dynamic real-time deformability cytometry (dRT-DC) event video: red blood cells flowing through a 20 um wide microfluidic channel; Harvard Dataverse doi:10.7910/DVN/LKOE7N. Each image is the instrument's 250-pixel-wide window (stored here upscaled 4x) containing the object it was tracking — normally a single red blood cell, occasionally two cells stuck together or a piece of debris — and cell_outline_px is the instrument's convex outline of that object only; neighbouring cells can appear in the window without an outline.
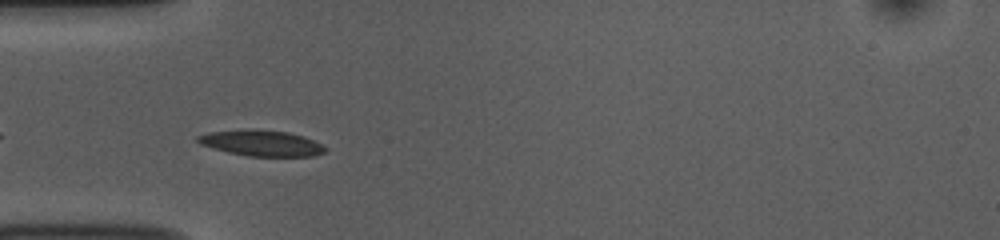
{"species": "common noctule bat (a hibernating species)", "species_latin": "Nyctalus noctula", "temperature_condition": "room temperature", "stored_images_in_passage": 16, "camera_frame_rate_fps": 3000, "um_per_image_px": 0.085, "animal": {"sex": "female", "body_mass_g": 10.0, "forearm_length_mm": 53.1}, "frame": {"image": 1, "passage_image": 3, "time_ms": 0.667, "image_size_px": [1000, 240], "cell_outline_px": [[328, 148], [324, 152], [312, 156], [248, 156], [228, 152], [200, 144], [196, 140], [196, 136], [208, 132], [256, 128], [288, 132], [304, 136]], "centroid_in_image_um": [22.21, 12.15], "position_along_channel_um": 62.8, "area_um2": 19.25}}
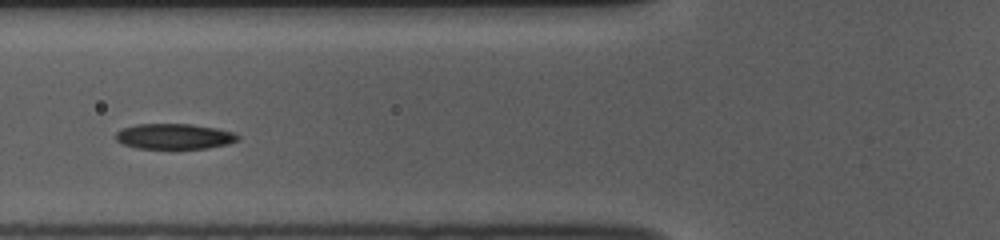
{"frame": {"image": 2, "passage_image": 7, "time_ms": 2.0, "image_size_px": [1000, 240], "cell_outline_px": [[240, 136], [236, 140], [228, 144], [208, 148], [136, 148], [124, 144], [116, 140], [116, 132], [124, 128], [136, 124], [192, 124], [216, 128], [232, 132]], "centroid_in_image_um": [14.81, 11.59], "position_along_channel_um": 111.0, "area_um2": 17.92}}
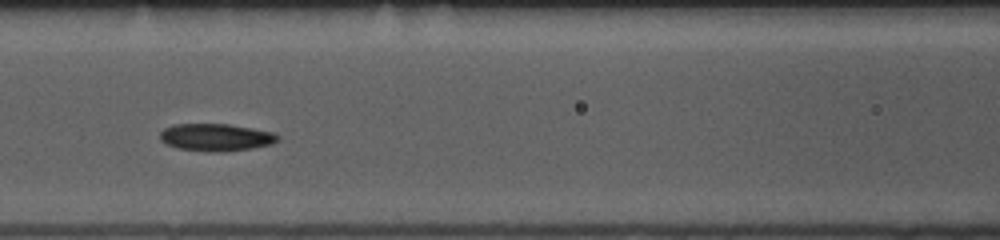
{"frame": {"image": 3, "passage_image": 10, "time_ms": 3.0, "image_size_px": [1000, 240], "cell_outline_px": [[280, 136], [272, 144], [252, 148], [224, 152], [216, 152], [176, 148], [160, 140], [160, 132], [164, 128], [172, 124], [228, 124], [276, 132]], "centroid_in_image_um": [18.36, 11.66], "position_along_channel_um": 148.2, "area_um2": 18.84}}